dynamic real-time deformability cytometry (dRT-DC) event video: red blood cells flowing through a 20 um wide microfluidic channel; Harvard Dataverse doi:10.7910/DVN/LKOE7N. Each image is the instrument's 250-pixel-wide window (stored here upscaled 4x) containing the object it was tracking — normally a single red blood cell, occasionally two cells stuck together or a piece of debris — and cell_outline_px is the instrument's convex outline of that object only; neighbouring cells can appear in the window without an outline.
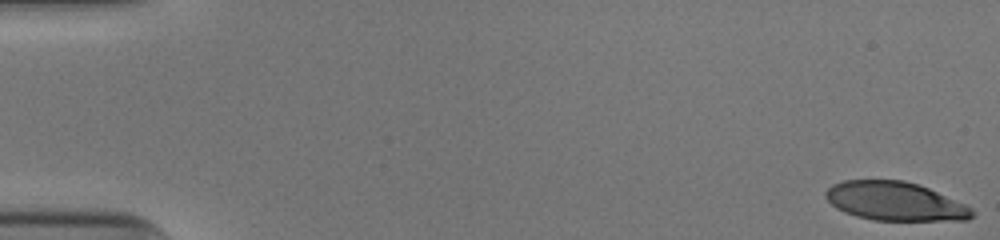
{"species": "human", "species_latin": "Homo sapiens", "temperature_condition": "cold", "stored_images_in_passage": 51, "camera_frame_rate_fps": 3000, "um_per_image_px": 0.085, "donor": {"sex": "male"}, "frame": {"image": 1, "passage_image": 1, "time_ms": 0.0, "image_size_px": [1000, 240], "cell_outline_px": [[976, 212], [968, 220], [872, 220], [856, 216], [844, 212], [836, 208], [824, 196], [824, 192], [832, 184], [844, 180], [904, 180], [928, 188], [964, 204], [972, 208]], "centroid_in_image_um": [76.05, 17.11], "position_along_channel_um": 9.0, "area_um2": 32.95}}
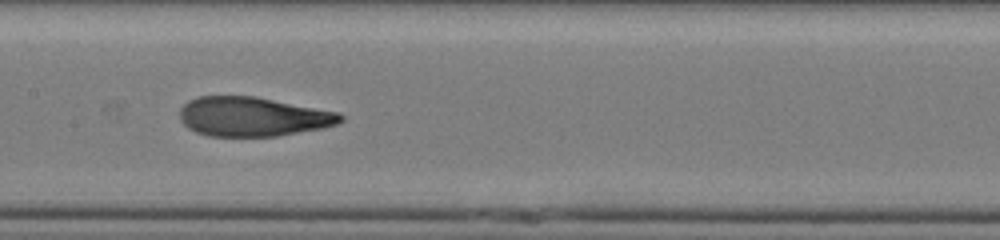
{"frame": {"image": 2, "passage_image": 27, "time_ms": 8.667, "image_size_px": [1000, 240], "cell_outline_px": [[344, 120], [336, 124], [324, 128], [276, 136], [208, 136], [196, 132], [188, 128], [180, 120], [180, 108], [188, 100], [200, 96], [252, 96], [340, 112], [344, 116]], "centroid_in_image_um": [21.49, 9.92], "position_along_channel_um": 185.9, "area_um2": 36.88}}
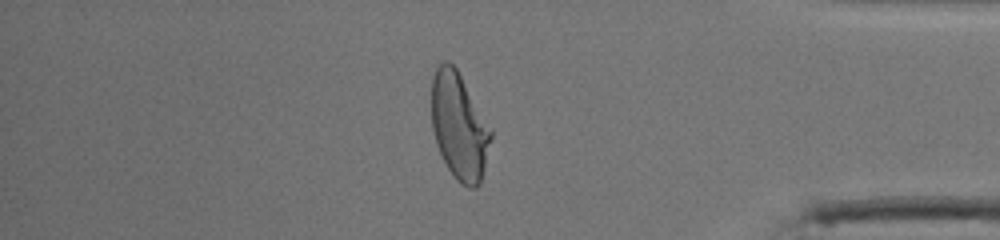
{"frame": {"image": 3, "passage_image": 45, "time_ms": 14.667, "image_size_px": [1000, 240], "cell_outline_px": [[492, 136], [480, 184], [476, 188], [468, 188], [460, 184], [456, 180], [448, 168], [436, 144], [432, 128], [432, 76], [436, 68], [444, 60], [448, 60], [456, 68], [492, 128]], "centroid_in_image_um": [39.03, 10.74], "position_along_channel_um": 396.2, "area_um2": 36.93}}